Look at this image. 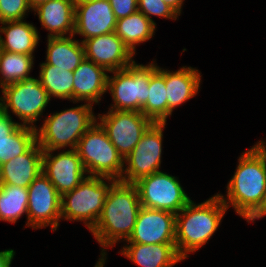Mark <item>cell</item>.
Returning <instances> with one entry per match:
<instances>
[{
	"label": "cell",
	"instance_id": "6da1fadb",
	"mask_svg": "<svg viewBox=\"0 0 266 267\" xmlns=\"http://www.w3.org/2000/svg\"><path fill=\"white\" fill-rule=\"evenodd\" d=\"M140 208L139 194L134 184L116 181L111 186L101 216L90 231L100 244V259L107 260V248L129 239Z\"/></svg>",
	"mask_w": 266,
	"mask_h": 267
},
{
	"label": "cell",
	"instance_id": "7a4b0ae2",
	"mask_svg": "<svg viewBox=\"0 0 266 267\" xmlns=\"http://www.w3.org/2000/svg\"><path fill=\"white\" fill-rule=\"evenodd\" d=\"M227 210L216 193L201 203L191 200L176 214L175 244L183 260L208 243Z\"/></svg>",
	"mask_w": 266,
	"mask_h": 267
},
{
	"label": "cell",
	"instance_id": "3957f363",
	"mask_svg": "<svg viewBox=\"0 0 266 267\" xmlns=\"http://www.w3.org/2000/svg\"><path fill=\"white\" fill-rule=\"evenodd\" d=\"M235 172L226 186V195L218 193L224 205L246 219L261 203L266 192V162L252 146L238 158Z\"/></svg>",
	"mask_w": 266,
	"mask_h": 267
},
{
	"label": "cell",
	"instance_id": "277c9868",
	"mask_svg": "<svg viewBox=\"0 0 266 267\" xmlns=\"http://www.w3.org/2000/svg\"><path fill=\"white\" fill-rule=\"evenodd\" d=\"M96 121L93 105L86 102L50 113L42 125L35 128L37 143L43 151L76 149L80 138Z\"/></svg>",
	"mask_w": 266,
	"mask_h": 267
},
{
	"label": "cell",
	"instance_id": "5b68a950",
	"mask_svg": "<svg viewBox=\"0 0 266 267\" xmlns=\"http://www.w3.org/2000/svg\"><path fill=\"white\" fill-rule=\"evenodd\" d=\"M116 182L87 175L80 184L61 196V220L82 222L91 231L99 217L111 186Z\"/></svg>",
	"mask_w": 266,
	"mask_h": 267
},
{
	"label": "cell",
	"instance_id": "8992f818",
	"mask_svg": "<svg viewBox=\"0 0 266 267\" xmlns=\"http://www.w3.org/2000/svg\"><path fill=\"white\" fill-rule=\"evenodd\" d=\"M136 63L122 70H115L108 75L107 92L111 94V110L142 112L147 101L150 77L157 71V63Z\"/></svg>",
	"mask_w": 266,
	"mask_h": 267
},
{
	"label": "cell",
	"instance_id": "52a82bcc",
	"mask_svg": "<svg viewBox=\"0 0 266 267\" xmlns=\"http://www.w3.org/2000/svg\"><path fill=\"white\" fill-rule=\"evenodd\" d=\"M75 150L88 175L121 180L124 159L97 121L80 138Z\"/></svg>",
	"mask_w": 266,
	"mask_h": 267
},
{
	"label": "cell",
	"instance_id": "ba28073f",
	"mask_svg": "<svg viewBox=\"0 0 266 267\" xmlns=\"http://www.w3.org/2000/svg\"><path fill=\"white\" fill-rule=\"evenodd\" d=\"M0 109L19 118L20 125L36 128L39 118H43L51 98L42 86L40 78L29 77L22 81L3 86L0 90ZM11 111V112H10Z\"/></svg>",
	"mask_w": 266,
	"mask_h": 267
},
{
	"label": "cell",
	"instance_id": "9c48e42d",
	"mask_svg": "<svg viewBox=\"0 0 266 267\" xmlns=\"http://www.w3.org/2000/svg\"><path fill=\"white\" fill-rule=\"evenodd\" d=\"M134 185L138 190L141 206L146 208L178 214L191 201L179 178L164 171L143 177Z\"/></svg>",
	"mask_w": 266,
	"mask_h": 267
},
{
	"label": "cell",
	"instance_id": "30bf717a",
	"mask_svg": "<svg viewBox=\"0 0 266 267\" xmlns=\"http://www.w3.org/2000/svg\"><path fill=\"white\" fill-rule=\"evenodd\" d=\"M167 123H153L132 152L124 159L121 182L134 184L139 179L161 171L163 131Z\"/></svg>",
	"mask_w": 266,
	"mask_h": 267
},
{
	"label": "cell",
	"instance_id": "8fae6325",
	"mask_svg": "<svg viewBox=\"0 0 266 267\" xmlns=\"http://www.w3.org/2000/svg\"><path fill=\"white\" fill-rule=\"evenodd\" d=\"M97 122L106 131L110 142L123 159L132 152L146 130L154 123L142 112L111 109L105 114L98 113Z\"/></svg>",
	"mask_w": 266,
	"mask_h": 267
},
{
	"label": "cell",
	"instance_id": "7c38bea8",
	"mask_svg": "<svg viewBox=\"0 0 266 267\" xmlns=\"http://www.w3.org/2000/svg\"><path fill=\"white\" fill-rule=\"evenodd\" d=\"M27 189L28 227L38 230L50 226L56 231L61 221V195L55 186L40 173Z\"/></svg>",
	"mask_w": 266,
	"mask_h": 267
},
{
	"label": "cell",
	"instance_id": "4fadbf2b",
	"mask_svg": "<svg viewBox=\"0 0 266 267\" xmlns=\"http://www.w3.org/2000/svg\"><path fill=\"white\" fill-rule=\"evenodd\" d=\"M43 151L42 173L62 196L88 175L75 149ZM55 153V154H54Z\"/></svg>",
	"mask_w": 266,
	"mask_h": 267
},
{
	"label": "cell",
	"instance_id": "5bb4252c",
	"mask_svg": "<svg viewBox=\"0 0 266 267\" xmlns=\"http://www.w3.org/2000/svg\"><path fill=\"white\" fill-rule=\"evenodd\" d=\"M176 214L141 206L126 243L175 244Z\"/></svg>",
	"mask_w": 266,
	"mask_h": 267
},
{
	"label": "cell",
	"instance_id": "9a60e30c",
	"mask_svg": "<svg viewBox=\"0 0 266 267\" xmlns=\"http://www.w3.org/2000/svg\"><path fill=\"white\" fill-rule=\"evenodd\" d=\"M116 18L109 0H85L75 3L74 36L86 39L115 31Z\"/></svg>",
	"mask_w": 266,
	"mask_h": 267
},
{
	"label": "cell",
	"instance_id": "2e32d148",
	"mask_svg": "<svg viewBox=\"0 0 266 267\" xmlns=\"http://www.w3.org/2000/svg\"><path fill=\"white\" fill-rule=\"evenodd\" d=\"M83 45L85 58L108 72L125 69L135 62V55L115 32L86 39Z\"/></svg>",
	"mask_w": 266,
	"mask_h": 267
},
{
	"label": "cell",
	"instance_id": "e0dca14e",
	"mask_svg": "<svg viewBox=\"0 0 266 267\" xmlns=\"http://www.w3.org/2000/svg\"><path fill=\"white\" fill-rule=\"evenodd\" d=\"M103 67L84 58L73 71V103L99 105L107 93L108 74Z\"/></svg>",
	"mask_w": 266,
	"mask_h": 267
},
{
	"label": "cell",
	"instance_id": "ac0fdd59",
	"mask_svg": "<svg viewBox=\"0 0 266 267\" xmlns=\"http://www.w3.org/2000/svg\"><path fill=\"white\" fill-rule=\"evenodd\" d=\"M0 109V166L26 153L36 142V129L20 125Z\"/></svg>",
	"mask_w": 266,
	"mask_h": 267
},
{
	"label": "cell",
	"instance_id": "d6986e66",
	"mask_svg": "<svg viewBox=\"0 0 266 267\" xmlns=\"http://www.w3.org/2000/svg\"><path fill=\"white\" fill-rule=\"evenodd\" d=\"M75 0H51L34 8L47 37H68L75 30Z\"/></svg>",
	"mask_w": 266,
	"mask_h": 267
},
{
	"label": "cell",
	"instance_id": "ffe728a7",
	"mask_svg": "<svg viewBox=\"0 0 266 267\" xmlns=\"http://www.w3.org/2000/svg\"><path fill=\"white\" fill-rule=\"evenodd\" d=\"M43 150L36 142L26 153L0 166V185L27 188L42 173Z\"/></svg>",
	"mask_w": 266,
	"mask_h": 267
},
{
	"label": "cell",
	"instance_id": "44dd1931",
	"mask_svg": "<svg viewBox=\"0 0 266 267\" xmlns=\"http://www.w3.org/2000/svg\"><path fill=\"white\" fill-rule=\"evenodd\" d=\"M201 77V72L190 66H182L176 71L165 68L168 117L178 106L198 95Z\"/></svg>",
	"mask_w": 266,
	"mask_h": 267
},
{
	"label": "cell",
	"instance_id": "7402d4cb",
	"mask_svg": "<svg viewBox=\"0 0 266 267\" xmlns=\"http://www.w3.org/2000/svg\"><path fill=\"white\" fill-rule=\"evenodd\" d=\"M118 253L140 267H173L183 261L176 244L126 243Z\"/></svg>",
	"mask_w": 266,
	"mask_h": 267
},
{
	"label": "cell",
	"instance_id": "603a6c76",
	"mask_svg": "<svg viewBox=\"0 0 266 267\" xmlns=\"http://www.w3.org/2000/svg\"><path fill=\"white\" fill-rule=\"evenodd\" d=\"M0 24L1 50L34 56V51L39 46L40 33L33 23L19 20Z\"/></svg>",
	"mask_w": 266,
	"mask_h": 267
},
{
	"label": "cell",
	"instance_id": "cb8c5ba5",
	"mask_svg": "<svg viewBox=\"0 0 266 267\" xmlns=\"http://www.w3.org/2000/svg\"><path fill=\"white\" fill-rule=\"evenodd\" d=\"M74 37H47L46 60L42 63L73 72L85 58L83 43Z\"/></svg>",
	"mask_w": 266,
	"mask_h": 267
},
{
	"label": "cell",
	"instance_id": "d4e9b609",
	"mask_svg": "<svg viewBox=\"0 0 266 267\" xmlns=\"http://www.w3.org/2000/svg\"><path fill=\"white\" fill-rule=\"evenodd\" d=\"M156 25L140 11L116 21L115 34L136 55V46L151 40L155 35Z\"/></svg>",
	"mask_w": 266,
	"mask_h": 267
},
{
	"label": "cell",
	"instance_id": "484cf974",
	"mask_svg": "<svg viewBox=\"0 0 266 267\" xmlns=\"http://www.w3.org/2000/svg\"><path fill=\"white\" fill-rule=\"evenodd\" d=\"M147 101L142 113L155 123H167L168 105L166 99L165 69L157 65V71L150 77Z\"/></svg>",
	"mask_w": 266,
	"mask_h": 267
},
{
	"label": "cell",
	"instance_id": "4316f807",
	"mask_svg": "<svg viewBox=\"0 0 266 267\" xmlns=\"http://www.w3.org/2000/svg\"><path fill=\"white\" fill-rule=\"evenodd\" d=\"M39 78L49 97L73 102V72L40 63Z\"/></svg>",
	"mask_w": 266,
	"mask_h": 267
},
{
	"label": "cell",
	"instance_id": "83f0119b",
	"mask_svg": "<svg viewBox=\"0 0 266 267\" xmlns=\"http://www.w3.org/2000/svg\"><path fill=\"white\" fill-rule=\"evenodd\" d=\"M26 215L28 227V189L14 185H0V221L16 223Z\"/></svg>",
	"mask_w": 266,
	"mask_h": 267
},
{
	"label": "cell",
	"instance_id": "f1b7e54d",
	"mask_svg": "<svg viewBox=\"0 0 266 267\" xmlns=\"http://www.w3.org/2000/svg\"><path fill=\"white\" fill-rule=\"evenodd\" d=\"M35 56L0 49V89L10 83L29 78Z\"/></svg>",
	"mask_w": 266,
	"mask_h": 267
},
{
	"label": "cell",
	"instance_id": "f546056e",
	"mask_svg": "<svg viewBox=\"0 0 266 267\" xmlns=\"http://www.w3.org/2000/svg\"><path fill=\"white\" fill-rule=\"evenodd\" d=\"M138 11L157 25L151 16H157L165 19L175 20L179 14L172 9L163 0H138Z\"/></svg>",
	"mask_w": 266,
	"mask_h": 267
},
{
	"label": "cell",
	"instance_id": "4dcf8cb0",
	"mask_svg": "<svg viewBox=\"0 0 266 267\" xmlns=\"http://www.w3.org/2000/svg\"><path fill=\"white\" fill-rule=\"evenodd\" d=\"M30 11L27 0H0V23L24 20Z\"/></svg>",
	"mask_w": 266,
	"mask_h": 267
},
{
	"label": "cell",
	"instance_id": "1f68e13d",
	"mask_svg": "<svg viewBox=\"0 0 266 267\" xmlns=\"http://www.w3.org/2000/svg\"><path fill=\"white\" fill-rule=\"evenodd\" d=\"M116 20L138 11V0H109Z\"/></svg>",
	"mask_w": 266,
	"mask_h": 267
},
{
	"label": "cell",
	"instance_id": "d6a6232c",
	"mask_svg": "<svg viewBox=\"0 0 266 267\" xmlns=\"http://www.w3.org/2000/svg\"><path fill=\"white\" fill-rule=\"evenodd\" d=\"M266 216V192L263 195L261 203L257 206V208L245 219L248 222H254L255 220H259Z\"/></svg>",
	"mask_w": 266,
	"mask_h": 267
},
{
	"label": "cell",
	"instance_id": "836d02e7",
	"mask_svg": "<svg viewBox=\"0 0 266 267\" xmlns=\"http://www.w3.org/2000/svg\"><path fill=\"white\" fill-rule=\"evenodd\" d=\"M14 256V249H5L0 251V267H11Z\"/></svg>",
	"mask_w": 266,
	"mask_h": 267
},
{
	"label": "cell",
	"instance_id": "e575fe53",
	"mask_svg": "<svg viewBox=\"0 0 266 267\" xmlns=\"http://www.w3.org/2000/svg\"><path fill=\"white\" fill-rule=\"evenodd\" d=\"M166 4H168L172 9H174L179 15L183 10V4L185 0H163Z\"/></svg>",
	"mask_w": 266,
	"mask_h": 267
},
{
	"label": "cell",
	"instance_id": "d590c367",
	"mask_svg": "<svg viewBox=\"0 0 266 267\" xmlns=\"http://www.w3.org/2000/svg\"><path fill=\"white\" fill-rule=\"evenodd\" d=\"M253 147L260 153L266 162V140L263 139L253 145Z\"/></svg>",
	"mask_w": 266,
	"mask_h": 267
},
{
	"label": "cell",
	"instance_id": "8d00e7d4",
	"mask_svg": "<svg viewBox=\"0 0 266 267\" xmlns=\"http://www.w3.org/2000/svg\"><path fill=\"white\" fill-rule=\"evenodd\" d=\"M51 0H27L28 5L33 10L42 3L49 2Z\"/></svg>",
	"mask_w": 266,
	"mask_h": 267
},
{
	"label": "cell",
	"instance_id": "74e56055",
	"mask_svg": "<svg viewBox=\"0 0 266 267\" xmlns=\"http://www.w3.org/2000/svg\"><path fill=\"white\" fill-rule=\"evenodd\" d=\"M105 263H106V259H98V261L95 263V267H104V265H105Z\"/></svg>",
	"mask_w": 266,
	"mask_h": 267
}]
</instances>
